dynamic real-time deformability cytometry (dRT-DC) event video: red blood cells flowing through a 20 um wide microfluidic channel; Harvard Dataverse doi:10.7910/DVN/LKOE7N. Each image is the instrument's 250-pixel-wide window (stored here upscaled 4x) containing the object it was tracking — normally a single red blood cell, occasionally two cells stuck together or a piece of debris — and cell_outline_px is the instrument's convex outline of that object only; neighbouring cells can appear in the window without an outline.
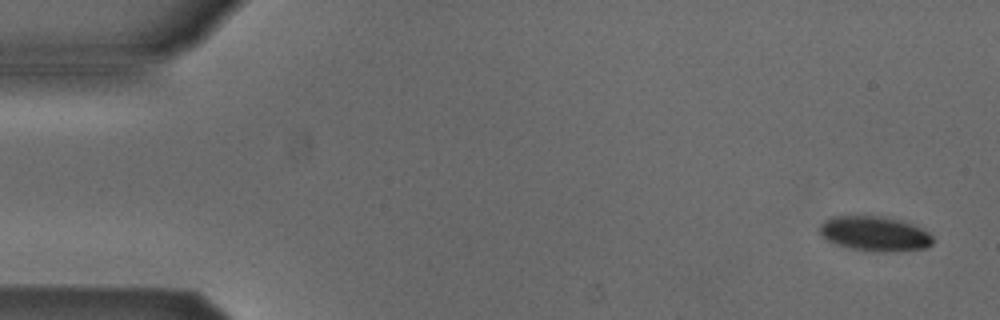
{"species": "Egyptian fruit bat (a non-hibernating species)", "species_latin": "Rousettus aegyptiacus", "temperature_condition": "cold", "stored_images_in_passage": 5, "segment_of_instrument_passage": [1, 2], "camera_frame_rate_fps": 3000, "um_per_image_px": 0.085, "animal": {"sex": "male"}, "frame": {"image": 1, "passage_image": 1, "time_ms": 0.0, "image_size_px": [1000, 320], "cell_outline_px": [[932, 244], [928, 248], [892, 252], [884, 252], [852, 248], [828, 240], [820, 232], [820, 224], [824, 220], [832, 216], [884, 216], [900, 220], [924, 228], [932, 236]], "centroid_in_image_um": [74.41, 19.85], "position_along_channel_um": 10.6, "area_um2": 22.83}}